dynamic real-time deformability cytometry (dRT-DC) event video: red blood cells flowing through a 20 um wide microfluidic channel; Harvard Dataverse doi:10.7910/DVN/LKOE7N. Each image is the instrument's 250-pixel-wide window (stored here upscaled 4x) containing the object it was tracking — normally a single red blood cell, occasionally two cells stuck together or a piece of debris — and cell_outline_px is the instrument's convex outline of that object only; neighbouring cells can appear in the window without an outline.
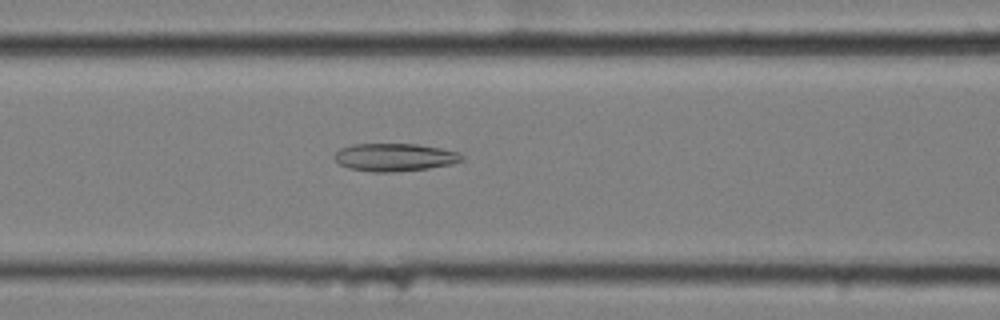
{"species": "common noctule bat (a hibernating species)", "species_latin": "Nyctalus noctula", "temperature_condition": "cold", "stored_images_in_passage": 60, "camera_frame_rate_fps": 3000, "um_per_image_px": 0.085, "animal": {"sex": "female", "body_mass_g": 25.1}, "frame": {"image": 1, "passage_image": 25, "time_ms": 8.0, "image_size_px": [1000, 320], "cell_outline_px": [[464, 160], [452, 164], [428, 168], [392, 172], [372, 172], [348, 168], [340, 164], [332, 156], [340, 148], [352, 144], [416, 144], [440, 148], [460, 152], [464, 156]], "centroid_in_image_um": [33.55, 13.36], "position_along_channel_um": 133.0, "area_um2": 20.75}}
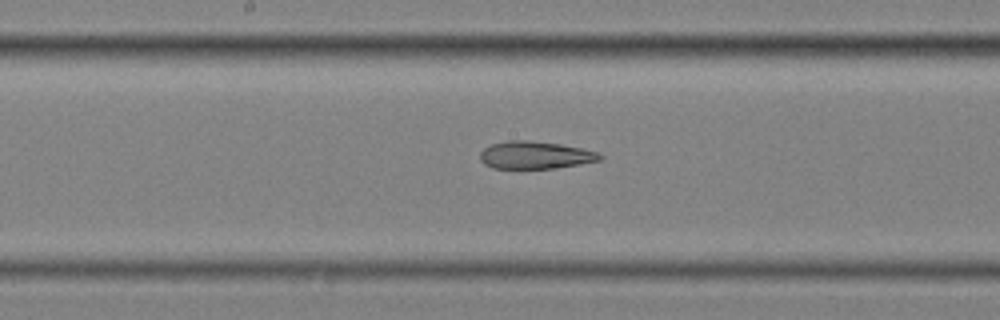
{"frame": {"image": 2, "passage_image": 31, "time_ms": 10.0, "image_size_px": [1000, 320], "cell_outline_px": [[604, 156], [600, 160], [580, 164], [556, 168], [492, 168], [484, 164], [480, 160], [480, 152], [484, 148], [492, 144], [508, 140], [528, 140], [560, 144], [580, 148], [596, 152]], "centroid_in_image_um": [45.46, 13.18], "position_along_channel_um": 202.7, "area_um2": 19.13}}
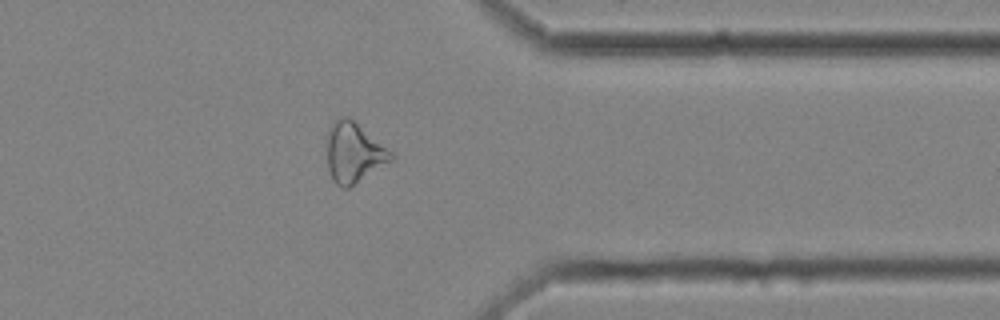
{"frame": {"image": 3, "passage_image": 47, "time_ms": 15.333, "image_size_px": [1000, 320], "cell_outline_px": [[396, 156], [392, 160], [348, 188], [340, 188], [332, 180], [328, 168], [328, 128], [340, 116], [348, 116], [392, 152]], "centroid_in_image_um": [30.06, 12.98], "position_along_channel_um": 381.3, "area_um2": 22.08}, "authors_computed_cell_mechanics": {"area_um2": 23.698, "velocity_mm_per_s": 3.487, "shape_relaxation_time_tau1_ms": null, "shape_relaxation_time_tau2_ms": 7.2471, "deformation_change_tau1": null, "deformation_change_tau2": 0.1814}}